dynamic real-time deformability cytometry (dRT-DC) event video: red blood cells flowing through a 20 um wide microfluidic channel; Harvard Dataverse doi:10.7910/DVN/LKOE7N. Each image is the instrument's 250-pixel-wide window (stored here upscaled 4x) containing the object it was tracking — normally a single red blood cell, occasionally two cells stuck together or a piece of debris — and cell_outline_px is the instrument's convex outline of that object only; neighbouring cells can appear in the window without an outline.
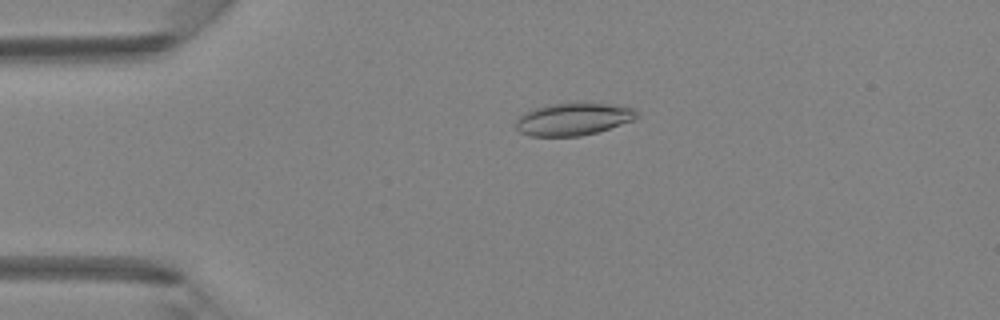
{"species": "Egyptian fruit bat (a non-hibernating species)", "species_latin": "Rousettus aegyptiacus", "temperature_condition": "room temperature", "stored_images_in_passage": 41, "camera_frame_rate_fps": 3000, "um_per_image_px": 0.085, "animal": {"sex": "female"}, "frame": {"image": 1, "passage_image": 4, "time_ms": 1.0, "image_size_px": [1000, 320], "cell_outline_px": [[640, 116], [632, 120], [596, 132], [580, 136], [528, 136], [520, 132], [516, 128], [516, 120], [520, 116], [536, 108], [548, 104], [608, 104], [632, 108]], "centroid_in_image_um": [48.69, 10.15], "position_along_channel_um": 36.3, "area_um2": 22.2}}
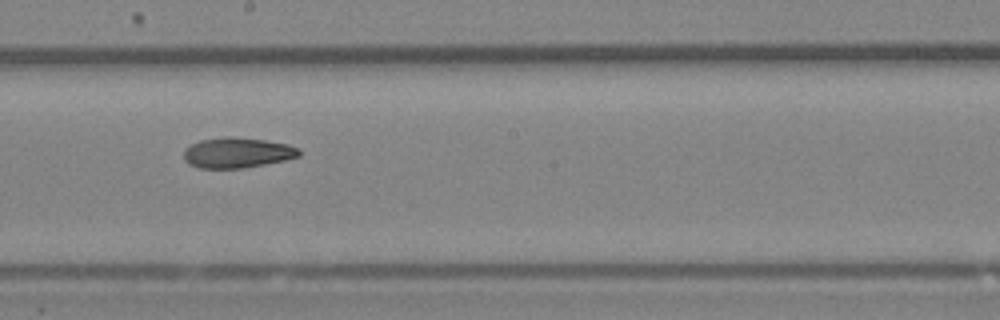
{"frame": {"image": 2, "passage_image": 20, "time_ms": 6.333, "image_size_px": [1000, 320], "cell_outline_px": [[300, 156], [284, 160], [244, 168], [200, 168], [188, 164], [184, 160], [184, 148], [200, 140], [228, 136], [232, 136], [264, 140], [288, 144], [300, 148]], "centroid_in_image_um": [20.16, 12.98], "position_along_channel_um": 228.0, "area_um2": 20.46}}
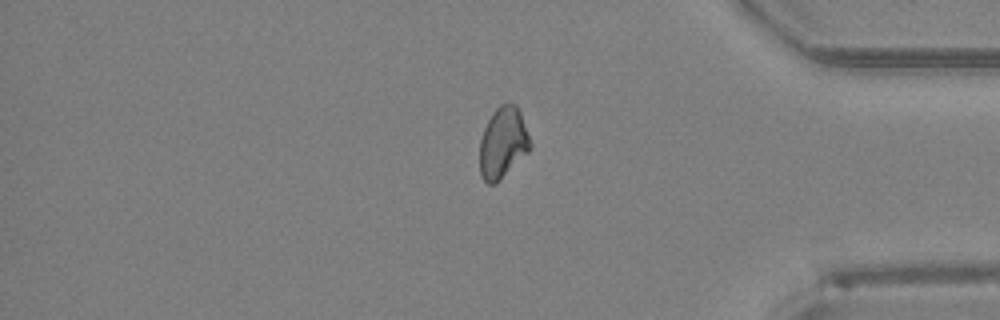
{"frame": {"image": 3, "passage_image": 33, "time_ms": 10.667, "image_size_px": [1000, 320], "cell_outline_px": [[532, 148], [496, 184], [488, 184], [480, 176], [480, 140], [484, 128], [492, 112], [500, 104], [508, 100], [516, 104], [520, 112], [532, 144]], "centroid_in_image_um": [42.75, 12.11], "position_along_channel_um": 392.5, "area_um2": 21.15}, "authors_computed_cell_mechanics": {"area_um2": 20.9814, "velocity_mm_per_s": 4.3043, "shape_relaxation_time_tau1_ms": null, "shape_relaxation_time_tau2_ms": 9.8567, "deformation_change_tau1": null, "deformation_change_tau2": 0.179}}